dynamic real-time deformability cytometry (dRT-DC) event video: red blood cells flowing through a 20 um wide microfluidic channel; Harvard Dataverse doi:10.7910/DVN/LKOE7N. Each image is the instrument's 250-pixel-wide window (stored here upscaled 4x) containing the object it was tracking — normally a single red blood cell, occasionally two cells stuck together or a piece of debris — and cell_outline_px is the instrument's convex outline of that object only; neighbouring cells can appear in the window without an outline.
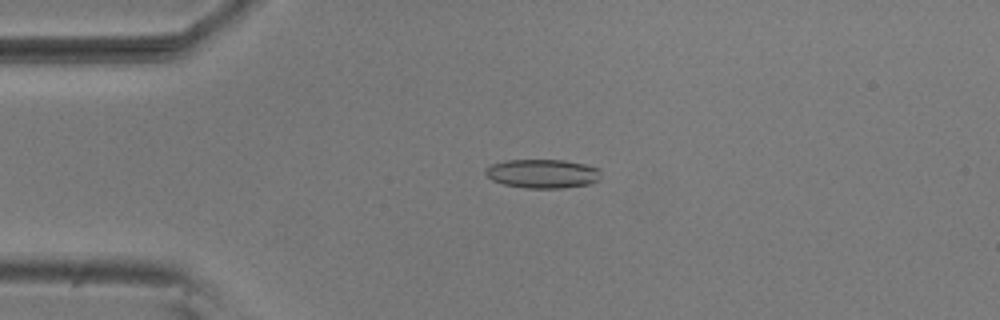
{"species": "common noctule bat (a hibernating species)", "species_latin": "Nyctalus noctula", "temperature_condition": "room temperature", "stored_images_in_passage": 55, "camera_frame_rate_fps": 3000, "um_per_image_px": 0.085, "animal": {"sex": "male", "body_mass_g": 20.5, "forearm_length_mm": 52.5}, "frame": {"image": 1, "passage_image": 13, "time_ms": 4.0, "image_size_px": [1000, 320], "cell_outline_px": [[600, 180], [588, 184], [564, 188], [524, 188], [504, 184], [492, 180], [484, 172], [484, 168], [492, 164], [504, 160], [564, 160], [584, 164], [600, 168]], "centroid_in_image_um": [46.12, 14.76], "position_along_channel_um": 38.9, "area_um2": 19.59}}
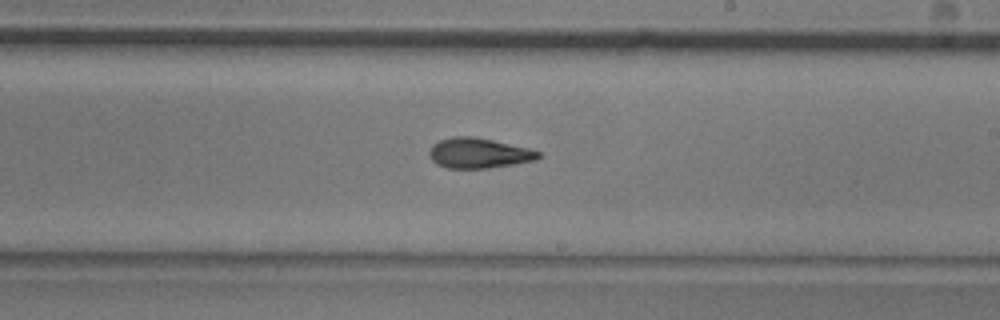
{"frame": {"image": 2, "passage_image": 32, "time_ms": 10.333, "image_size_px": [1000, 320], "cell_outline_px": [[540, 156], [536, 160], [516, 164], [488, 168], [448, 168], [436, 164], [432, 160], [428, 152], [432, 144], [440, 140], [452, 136], [476, 136], [528, 148], [540, 152]], "centroid_in_image_um": [40.67, 13.01], "position_along_channel_um": 248.3, "area_um2": 19.31}}
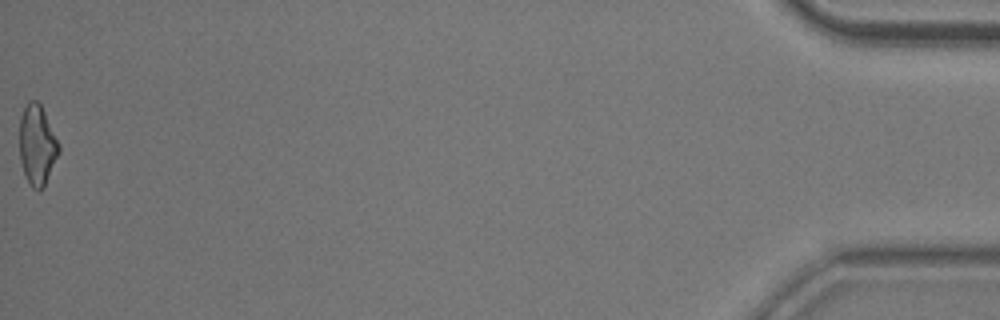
{"frame": {"image": 3, "passage_image": 55, "time_ms": 18.0, "image_size_px": [1000, 320], "cell_outline_px": [[60, 152], [44, 188], [40, 192], [32, 188], [24, 172], [20, 160], [20, 116], [28, 100], [36, 100], [40, 104], [60, 144]], "centroid_in_image_um": [3.17, 12.35], "position_along_channel_um": 432.0, "area_um2": 18.44}, "authors_computed_cell_mechanics": {"area_um2": 18.785, "velocity_mm_per_s": 3.725, "shape_relaxation_time_tau1_ms": 6.0072, "shape_relaxation_time_tau2_ms": 3.4921, "deformation_change_tau1": 0.1778, "deformation_change_tau2": 0.1239}}